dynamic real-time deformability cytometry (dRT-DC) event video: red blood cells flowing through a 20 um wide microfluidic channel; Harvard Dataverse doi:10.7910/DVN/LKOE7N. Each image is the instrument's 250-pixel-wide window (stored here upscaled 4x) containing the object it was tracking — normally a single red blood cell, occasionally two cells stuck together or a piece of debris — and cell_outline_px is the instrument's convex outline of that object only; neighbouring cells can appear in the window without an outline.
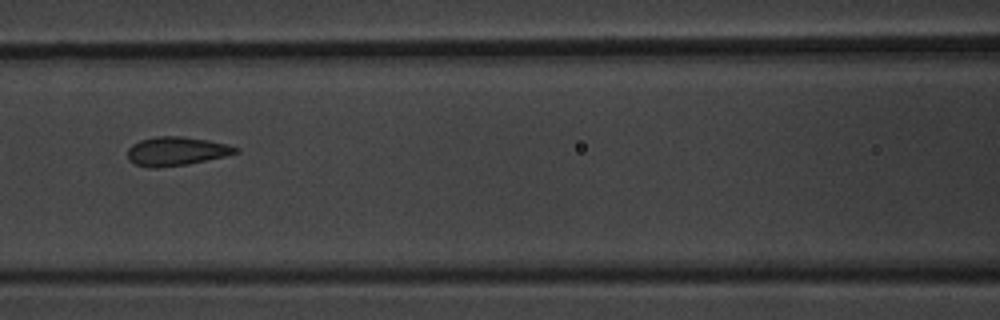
{"species": "common noctule bat (a hibernating species)", "species_latin": "Nyctalus noctula", "temperature_condition": "warm", "stored_images_in_passage": 9, "camera_frame_rate_fps": 3000, "um_per_image_px": 0.085, "animal": {"sex": "male", "body_mass_g": 20.1, "forearm_length_mm": 53.5}, "frame": {"image": 1, "passage_image": 7, "time_ms": 7.667, "image_size_px": [1000, 320], "cell_outline_px": [[240, 152], [224, 156], [188, 164], [156, 168], [148, 168], [136, 164], [128, 160], [128, 148], [132, 144], [140, 140], [156, 136], [184, 136], [208, 140], [228, 144], [240, 148]], "centroid_in_image_um": [14.99, 12.85], "position_along_channel_um": 151.6, "area_um2": 18.26}}
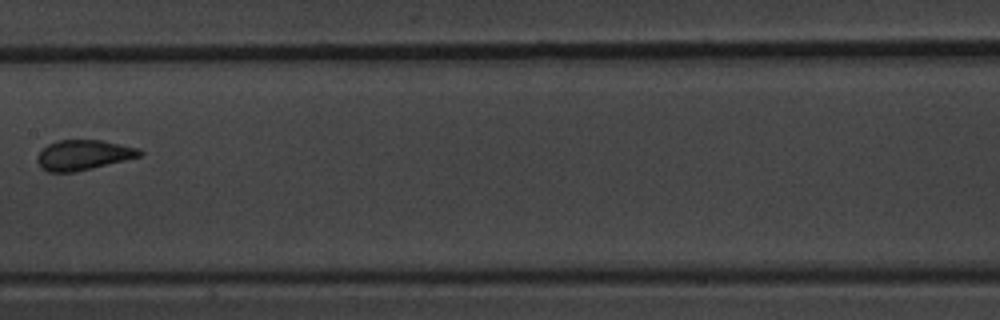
{"frame": {"image": 2, "passage_image": 8, "time_ms": 9.0, "image_size_px": [1000, 320], "cell_outline_px": [[144, 152], [140, 156], [76, 172], [48, 172], [40, 168], [36, 160], [36, 156], [48, 144], [60, 140], [100, 140], [140, 148]], "centroid_in_image_um": [7.06, 13.18], "position_along_channel_um": 200.3, "area_um2": 17.92}}
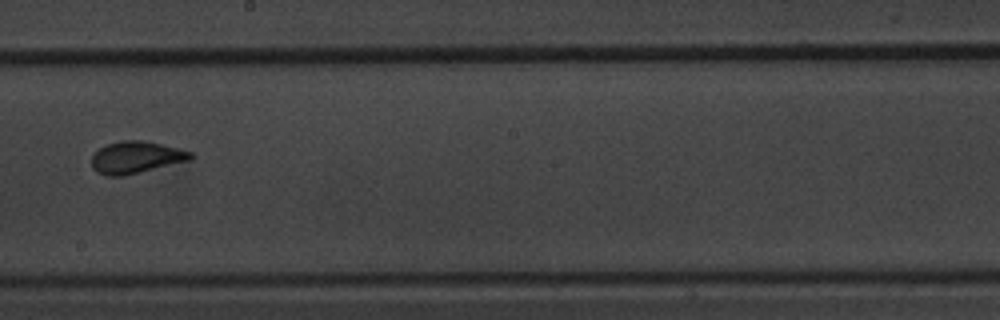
{"frame": {"image": 3, "passage_image": 9, "time_ms": 10.0, "image_size_px": [1000, 320], "cell_outline_px": [[196, 156], [192, 160], [124, 176], [104, 176], [96, 172], [92, 168], [92, 156], [100, 148], [108, 144], [120, 140], [140, 140], [180, 148], [192, 152]], "centroid_in_image_um": [11.59, 13.39], "position_along_channel_um": 236.6, "area_um2": 18.67}}